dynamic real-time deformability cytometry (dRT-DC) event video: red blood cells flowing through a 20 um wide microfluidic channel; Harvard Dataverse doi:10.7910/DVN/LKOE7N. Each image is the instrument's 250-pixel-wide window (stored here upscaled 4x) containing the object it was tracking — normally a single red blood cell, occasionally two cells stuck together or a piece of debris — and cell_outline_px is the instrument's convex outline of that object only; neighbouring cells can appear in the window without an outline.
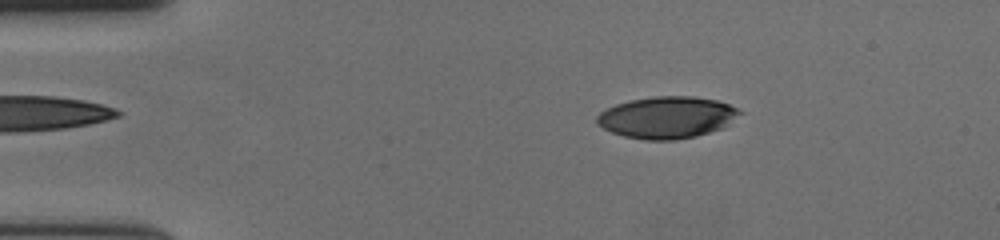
{"species": "human", "species_latin": "Homo sapiens", "temperature_condition": "cold", "stored_images_in_passage": 57, "camera_frame_rate_fps": 3000, "um_per_image_px": 0.085, "donor": {"sex": "female"}, "frame": {"image": 1, "passage_image": 10, "time_ms": 3.0, "image_size_px": [1000, 240], "cell_outline_px": [[744, 112], [728, 124], [720, 128], [696, 136], [676, 140], [644, 140], [624, 136], [612, 132], [596, 124], [596, 116], [600, 112], [616, 104], [632, 100], [656, 96], [692, 96], [716, 100], [728, 104]], "centroid_in_image_um": [56.68, 9.98], "position_along_channel_um": 28.3, "area_um2": 34.62}}
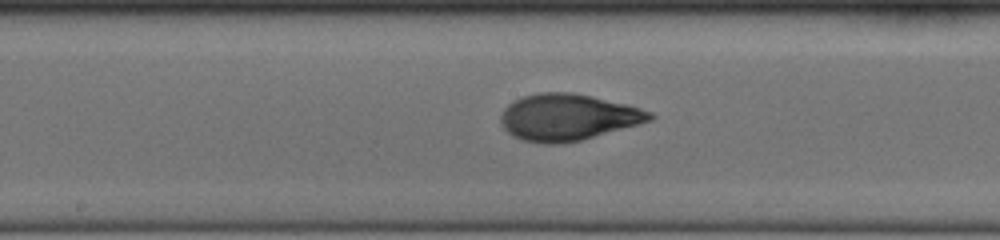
{"frame": {"image": 2, "passage_image": 30, "time_ms": 9.667, "image_size_px": [1000, 240], "cell_outline_px": [[656, 116], [652, 120], [580, 140], [560, 144], [540, 144], [520, 140], [512, 136], [500, 124], [500, 116], [504, 108], [508, 104], [524, 96], [536, 92], [572, 92], [592, 96], [640, 108], [652, 112]], "centroid_in_image_um": [48.21, 9.97], "position_along_channel_um": 200.0, "area_um2": 40.4}}
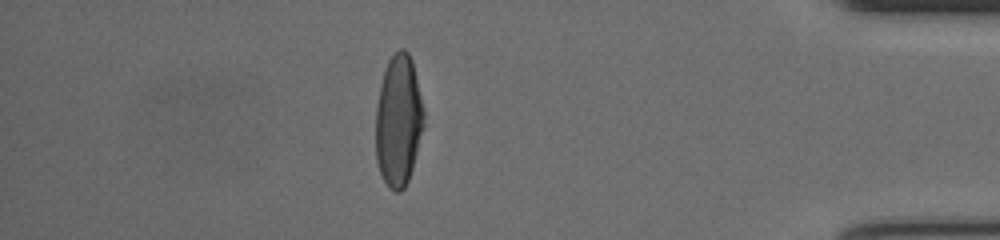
{"frame": {"image": 3, "passage_image": 50, "time_ms": 16.333, "image_size_px": [1000, 240], "cell_outline_px": [[424, 124], [412, 168], [408, 180], [404, 188], [400, 192], [396, 192], [388, 188], [380, 172], [376, 160], [376, 108], [380, 84], [388, 60], [400, 48], [404, 48], [408, 52], [412, 60], [424, 112]], "centroid_in_image_um": [33.86, 10.27], "position_along_channel_um": 401.3, "area_um2": 36.7}, "authors_computed_cell_mechanics": {"area_um2": 37.6856, "velocity_mm_per_s": 3.6352, "shape_relaxation_time_tau1_ms": 3.7762, "shape_relaxation_time_tau2_ms": 1.0404, "deformation_change_tau1": 0.2032, "deformation_change_tau2": 0.0629}}